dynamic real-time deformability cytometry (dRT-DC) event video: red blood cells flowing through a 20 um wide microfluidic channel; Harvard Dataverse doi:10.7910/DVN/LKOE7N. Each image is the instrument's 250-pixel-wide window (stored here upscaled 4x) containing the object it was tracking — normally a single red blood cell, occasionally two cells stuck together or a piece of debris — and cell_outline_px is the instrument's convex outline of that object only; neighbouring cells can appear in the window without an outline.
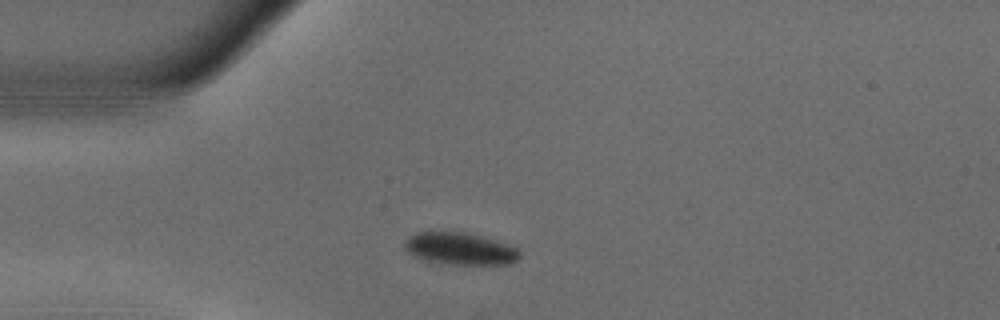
{"species": "common noctule bat (a hibernating species)", "species_latin": "Nyctalus noctula", "temperature_condition": "warm", "stored_images_in_passage": 41, "camera_frame_rate_fps": 3000, "um_per_image_px": 0.085, "animal": {"sex": "male", "body_mass_g": 18.8}, "frame": {"image": 1, "passage_image": 1, "time_ms": 0.0, "image_size_px": [1000, 320], "cell_outline_px": [[520, 256], [512, 264], [448, 264], [428, 260], [412, 256], [404, 248], [404, 240], [408, 236], [416, 232], [464, 232], [496, 240], [508, 244], [516, 248], [520, 252]], "centroid_in_image_um": [39.08, 21.13], "position_along_channel_um": 45.9, "area_um2": 21.5}}
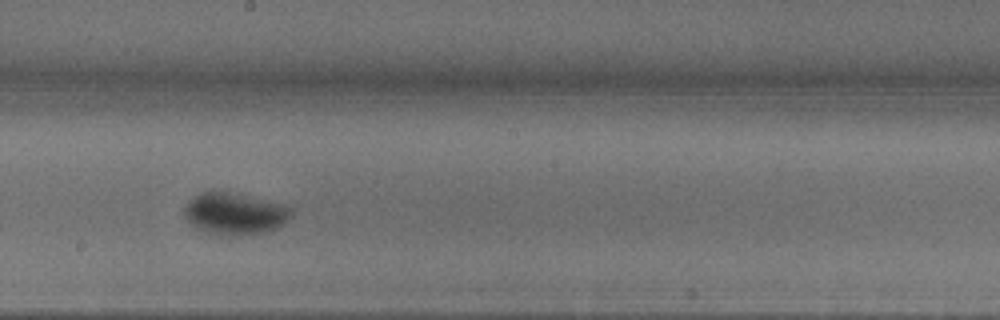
{"frame": {"image": 2, "passage_image": 17, "time_ms": 5.333, "image_size_px": [1000, 320], "cell_outline_px": [[292, 216], [284, 224], [276, 228], [264, 232], [208, 232], [192, 224], [184, 216], [184, 204], [188, 200], [200, 192], [212, 188], [288, 204], [292, 208]], "centroid_in_image_um": [19.97, 18.05], "position_along_channel_um": 228.2, "area_um2": 25.78}}
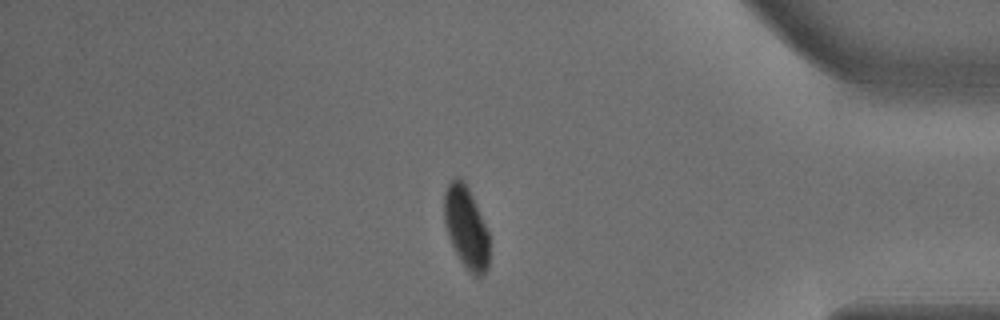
{"frame": {"image": 3, "passage_image": 33, "time_ms": 10.667, "image_size_px": [1000, 320], "cell_outline_px": [[488, 268], [480, 276], [472, 276], [460, 260], [448, 236], [444, 224], [444, 192], [448, 184], [456, 176], [460, 176], [464, 180], [476, 204], [488, 232]], "centroid_in_image_um": [39.6, 19.31], "position_along_channel_um": 395.6, "area_um2": 21.44}, "authors_computed_cell_mechanics": {"area_um2": 24.2182, "velocity_mm_per_s": 3.702, "shape_relaxation_time_tau1_ms": 4.1026, "shape_relaxation_time_tau2_ms": null, "deformation_change_tau1": 0.1271, "deformation_change_tau2": null}}